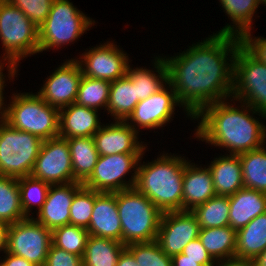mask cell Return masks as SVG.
Returning <instances> with one entry per match:
<instances>
[{"mask_svg":"<svg viewBox=\"0 0 266 266\" xmlns=\"http://www.w3.org/2000/svg\"><path fill=\"white\" fill-rule=\"evenodd\" d=\"M31 176L50 185L77 182L72 171L67 140L60 136L43 140Z\"/></svg>","mask_w":266,"mask_h":266,"instance_id":"cell-12","label":"cell"},{"mask_svg":"<svg viewBox=\"0 0 266 266\" xmlns=\"http://www.w3.org/2000/svg\"><path fill=\"white\" fill-rule=\"evenodd\" d=\"M171 258L172 266H201L200 260L189 259L186 255L182 253L174 255Z\"/></svg>","mask_w":266,"mask_h":266,"instance_id":"cell-45","label":"cell"},{"mask_svg":"<svg viewBox=\"0 0 266 266\" xmlns=\"http://www.w3.org/2000/svg\"><path fill=\"white\" fill-rule=\"evenodd\" d=\"M116 266H139V265L136 262L134 256L127 249H125L121 253Z\"/></svg>","mask_w":266,"mask_h":266,"instance_id":"cell-47","label":"cell"},{"mask_svg":"<svg viewBox=\"0 0 266 266\" xmlns=\"http://www.w3.org/2000/svg\"><path fill=\"white\" fill-rule=\"evenodd\" d=\"M137 104L135 87L126 75L111 82L106 110L114 120L125 121Z\"/></svg>","mask_w":266,"mask_h":266,"instance_id":"cell-30","label":"cell"},{"mask_svg":"<svg viewBox=\"0 0 266 266\" xmlns=\"http://www.w3.org/2000/svg\"><path fill=\"white\" fill-rule=\"evenodd\" d=\"M209 36L179 55L163 58L167 81L191 120L205 106L232 98L234 59L240 38L216 33Z\"/></svg>","mask_w":266,"mask_h":266,"instance_id":"cell-1","label":"cell"},{"mask_svg":"<svg viewBox=\"0 0 266 266\" xmlns=\"http://www.w3.org/2000/svg\"><path fill=\"white\" fill-rule=\"evenodd\" d=\"M17 180L23 214L25 217H33L30 215L31 210L34 205L38 211L42 208L51 185L43 180L33 178L31 175L17 178Z\"/></svg>","mask_w":266,"mask_h":266,"instance_id":"cell-35","label":"cell"},{"mask_svg":"<svg viewBox=\"0 0 266 266\" xmlns=\"http://www.w3.org/2000/svg\"><path fill=\"white\" fill-rule=\"evenodd\" d=\"M229 205V225L237 231L258 215L266 213V194L243 187L229 196Z\"/></svg>","mask_w":266,"mask_h":266,"instance_id":"cell-22","label":"cell"},{"mask_svg":"<svg viewBox=\"0 0 266 266\" xmlns=\"http://www.w3.org/2000/svg\"><path fill=\"white\" fill-rule=\"evenodd\" d=\"M81 182L51 185L46 201L34 218L49 230L70 224V207Z\"/></svg>","mask_w":266,"mask_h":266,"instance_id":"cell-18","label":"cell"},{"mask_svg":"<svg viewBox=\"0 0 266 266\" xmlns=\"http://www.w3.org/2000/svg\"><path fill=\"white\" fill-rule=\"evenodd\" d=\"M200 225L190 210L162 213L156 241L167 256L183 252L185 246L199 237Z\"/></svg>","mask_w":266,"mask_h":266,"instance_id":"cell-15","label":"cell"},{"mask_svg":"<svg viewBox=\"0 0 266 266\" xmlns=\"http://www.w3.org/2000/svg\"><path fill=\"white\" fill-rule=\"evenodd\" d=\"M51 236L54 246L83 257L90 234L85 228L67 224L52 230Z\"/></svg>","mask_w":266,"mask_h":266,"instance_id":"cell-36","label":"cell"},{"mask_svg":"<svg viewBox=\"0 0 266 266\" xmlns=\"http://www.w3.org/2000/svg\"><path fill=\"white\" fill-rule=\"evenodd\" d=\"M260 4H264L266 6V0H258Z\"/></svg>","mask_w":266,"mask_h":266,"instance_id":"cell-50","label":"cell"},{"mask_svg":"<svg viewBox=\"0 0 266 266\" xmlns=\"http://www.w3.org/2000/svg\"><path fill=\"white\" fill-rule=\"evenodd\" d=\"M251 31L240 37V44L258 61L266 64V38L251 37Z\"/></svg>","mask_w":266,"mask_h":266,"instance_id":"cell-41","label":"cell"},{"mask_svg":"<svg viewBox=\"0 0 266 266\" xmlns=\"http://www.w3.org/2000/svg\"><path fill=\"white\" fill-rule=\"evenodd\" d=\"M148 163L140 157L135 188L162 212L182 210L183 175L188 160L181 155L162 153ZM181 156V157H180Z\"/></svg>","mask_w":266,"mask_h":266,"instance_id":"cell-3","label":"cell"},{"mask_svg":"<svg viewBox=\"0 0 266 266\" xmlns=\"http://www.w3.org/2000/svg\"><path fill=\"white\" fill-rule=\"evenodd\" d=\"M200 228L229 225V196H214L191 210Z\"/></svg>","mask_w":266,"mask_h":266,"instance_id":"cell-33","label":"cell"},{"mask_svg":"<svg viewBox=\"0 0 266 266\" xmlns=\"http://www.w3.org/2000/svg\"><path fill=\"white\" fill-rule=\"evenodd\" d=\"M235 257L253 260L266 248V213L236 231Z\"/></svg>","mask_w":266,"mask_h":266,"instance_id":"cell-25","label":"cell"},{"mask_svg":"<svg viewBox=\"0 0 266 266\" xmlns=\"http://www.w3.org/2000/svg\"><path fill=\"white\" fill-rule=\"evenodd\" d=\"M5 109V122L12 128L42 140L59 136L60 110L46 103L36 92L13 93Z\"/></svg>","mask_w":266,"mask_h":266,"instance_id":"cell-6","label":"cell"},{"mask_svg":"<svg viewBox=\"0 0 266 266\" xmlns=\"http://www.w3.org/2000/svg\"><path fill=\"white\" fill-rule=\"evenodd\" d=\"M139 266H172V258L167 256L158 242H142L126 245Z\"/></svg>","mask_w":266,"mask_h":266,"instance_id":"cell-38","label":"cell"},{"mask_svg":"<svg viewBox=\"0 0 266 266\" xmlns=\"http://www.w3.org/2000/svg\"><path fill=\"white\" fill-rule=\"evenodd\" d=\"M255 266H266V248L253 259Z\"/></svg>","mask_w":266,"mask_h":266,"instance_id":"cell-49","label":"cell"},{"mask_svg":"<svg viewBox=\"0 0 266 266\" xmlns=\"http://www.w3.org/2000/svg\"><path fill=\"white\" fill-rule=\"evenodd\" d=\"M228 18L233 24H227L216 34L241 37L253 28V16L260 3L258 0H219Z\"/></svg>","mask_w":266,"mask_h":266,"instance_id":"cell-26","label":"cell"},{"mask_svg":"<svg viewBox=\"0 0 266 266\" xmlns=\"http://www.w3.org/2000/svg\"><path fill=\"white\" fill-rule=\"evenodd\" d=\"M70 0H54L46 20L40 25L39 52L61 48L81 37L95 21L86 16Z\"/></svg>","mask_w":266,"mask_h":266,"instance_id":"cell-7","label":"cell"},{"mask_svg":"<svg viewBox=\"0 0 266 266\" xmlns=\"http://www.w3.org/2000/svg\"><path fill=\"white\" fill-rule=\"evenodd\" d=\"M82 71L76 59H69L46 78L38 95L49 105L62 109L75 103Z\"/></svg>","mask_w":266,"mask_h":266,"instance_id":"cell-16","label":"cell"},{"mask_svg":"<svg viewBox=\"0 0 266 266\" xmlns=\"http://www.w3.org/2000/svg\"><path fill=\"white\" fill-rule=\"evenodd\" d=\"M51 243V230L38 223L34 217H26L9 225L7 252L35 266H44Z\"/></svg>","mask_w":266,"mask_h":266,"instance_id":"cell-11","label":"cell"},{"mask_svg":"<svg viewBox=\"0 0 266 266\" xmlns=\"http://www.w3.org/2000/svg\"><path fill=\"white\" fill-rule=\"evenodd\" d=\"M182 254L192 260H200L201 266H214L216 261L210 256L199 238L189 242L183 249Z\"/></svg>","mask_w":266,"mask_h":266,"instance_id":"cell-42","label":"cell"},{"mask_svg":"<svg viewBox=\"0 0 266 266\" xmlns=\"http://www.w3.org/2000/svg\"><path fill=\"white\" fill-rule=\"evenodd\" d=\"M8 229V224L0 222V252L7 251Z\"/></svg>","mask_w":266,"mask_h":266,"instance_id":"cell-48","label":"cell"},{"mask_svg":"<svg viewBox=\"0 0 266 266\" xmlns=\"http://www.w3.org/2000/svg\"><path fill=\"white\" fill-rule=\"evenodd\" d=\"M226 101L207 105L194 117V120L201 119L195 137L212 146L226 148L230 155H240L265 145L266 125L253 116L256 114L266 120V114L248 104L242 103L239 109L228 99Z\"/></svg>","mask_w":266,"mask_h":266,"instance_id":"cell-2","label":"cell"},{"mask_svg":"<svg viewBox=\"0 0 266 266\" xmlns=\"http://www.w3.org/2000/svg\"><path fill=\"white\" fill-rule=\"evenodd\" d=\"M90 235L122 242V227L117 209L116 192H96L93 213L87 229Z\"/></svg>","mask_w":266,"mask_h":266,"instance_id":"cell-19","label":"cell"},{"mask_svg":"<svg viewBox=\"0 0 266 266\" xmlns=\"http://www.w3.org/2000/svg\"><path fill=\"white\" fill-rule=\"evenodd\" d=\"M186 163L183 175L182 210H192L216 196L210 169Z\"/></svg>","mask_w":266,"mask_h":266,"instance_id":"cell-21","label":"cell"},{"mask_svg":"<svg viewBox=\"0 0 266 266\" xmlns=\"http://www.w3.org/2000/svg\"><path fill=\"white\" fill-rule=\"evenodd\" d=\"M18 7L38 28L46 20L54 0H7Z\"/></svg>","mask_w":266,"mask_h":266,"instance_id":"cell-39","label":"cell"},{"mask_svg":"<svg viewBox=\"0 0 266 266\" xmlns=\"http://www.w3.org/2000/svg\"><path fill=\"white\" fill-rule=\"evenodd\" d=\"M217 196H231L244 187L239 155H222L208 166Z\"/></svg>","mask_w":266,"mask_h":266,"instance_id":"cell-23","label":"cell"},{"mask_svg":"<svg viewBox=\"0 0 266 266\" xmlns=\"http://www.w3.org/2000/svg\"><path fill=\"white\" fill-rule=\"evenodd\" d=\"M155 71L145 68L136 67L133 69L129 64L127 67L126 76L132 81L135 87L137 101H142L153 93L160 90L167 81V67L163 60V57H154ZM158 72V74L154 73Z\"/></svg>","mask_w":266,"mask_h":266,"instance_id":"cell-24","label":"cell"},{"mask_svg":"<svg viewBox=\"0 0 266 266\" xmlns=\"http://www.w3.org/2000/svg\"><path fill=\"white\" fill-rule=\"evenodd\" d=\"M176 106L183 107L172 86L167 82L156 93L139 101L125 121L137 132H140L138 130L141 128L158 129L171 121Z\"/></svg>","mask_w":266,"mask_h":266,"instance_id":"cell-14","label":"cell"},{"mask_svg":"<svg viewBox=\"0 0 266 266\" xmlns=\"http://www.w3.org/2000/svg\"><path fill=\"white\" fill-rule=\"evenodd\" d=\"M218 263L215 266H255L253 260L240 259L236 257L222 260V261H219Z\"/></svg>","mask_w":266,"mask_h":266,"instance_id":"cell-46","label":"cell"},{"mask_svg":"<svg viewBox=\"0 0 266 266\" xmlns=\"http://www.w3.org/2000/svg\"><path fill=\"white\" fill-rule=\"evenodd\" d=\"M122 227V243L151 242L157 239L162 212L135 187L116 192Z\"/></svg>","mask_w":266,"mask_h":266,"instance_id":"cell-5","label":"cell"},{"mask_svg":"<svg viewBox=\"0 0 266 266\" xmlns=\"http://www.w3.org/2000/svg\"><path fill=\"white\" fill-rule=\"evenodd\" d=\"M5 65H0V123L4 122L5 121V109H6V105L4 103V93H3V90H4V87L6 86V84L4 85V83L6 82L5 78L6 76H4L3 74V68H4Z\"/></svg>","mask_w":266,"mask_h":266,"instance_id":"cell-44","label":"cell"},{"mask_svg":"<svg viewBox=\"0 0 266 266\" xmlns=\"http://www.w3.org/2000/svg\"><path fill=\"white\" fill-rule=\"evenodd\" d=\"M231 101L248 104L266 114V64L254 58L241 44L234 59Z\"/></svg>","mask_w":266,"mask_h":266,"instance_id":"cell-9","label":"cell"},{"mask_svg":"<svg viewBox=\"0 0 266 266\" xmlns=\"http://www.w3.org/2000/svg\"><path fill=\"white\" fill-rule=\"evenodd\" d=\"M125 249L122 242L90 235L82 257L83 266H116Z\"/></svg>","mask_w":266,"mask_h":266,"instance_id":"cell-29","label":"cell"},{"mask_svg":"<svg viewBox=\"0 0 266 266\" xmlns=\"http://www.w3.org/2000/svg\"><path fill=\"white\" fill-rule=\"evenodd\" d=\"M198 238L216 263L235 257L237 234L230 225L201 228Z\"/></svg>","mask_w":266,"mask_h":266,"instance_id":"cell-27","label":"cell"},{"mask_svg":"<svg viewBox=\"0 0 266 266\" xmlns=\"http://www.w3.org/2000/svg\"><path fill=\"white\" fill-rule=\"evenodd\" d=\"M137 132L126 121L115 120L106 124L93 136L99 156L113 154H143L147 144L139 142Z\"/></svg>","mask_w":266,"mask_h":266,"instance_id":"cell-17","label":"cell"},{"mask_svg":"<svg viewBox=\"0 0 266 266\" xmlns=\"http://www.w3.org/2000/svg\"><path fill=\"white\" fill-rule=\"evenodd\" d=\"M44 266H83V262L81 256L68 253L51 243Z\"/></svg>","mask_w":266,"mask_h":266,"instance_id":"cell-40","label":"cell"},{"mask_svg":"<svg viewBox=\"0 0 266 266\" xmlns=\"http://www.w3.org/2000/svg\"><path fill=\"white\" fill-rule=\"evenodd\" d=\"M239 158L244 187L266 194V147L242 153Z\"/></svg>","mask_w":266,"mask_h":266,"instance_id":"cell-31","label":"cell"},{"mask_svg":"<svg viewBox=\"0 0 266 266\" xmlns=\"http://www.w3.org/2000/svg\"><path fill=\"white\" fill-rule=\"evenodd\" d=\"M143 154H113L99 156L91 175L82 183L96 192L115 193L135 187L137 168ZM131 169H133L131 171ZM132 173L129 180L125 175Z\"/></svg>","mask_w":266,"mask_h":266,"instance_id":"cell-10","label":"cell"},{"mask_svg":"<svg viewBox=\"0 0 266 266\" xmlns=\"http://www.w3.org/2000/svg\"><path fill=\"white\" fill-rule=\"evenodd\" d=\"M95 202V190L82 185L70 207V224L88 229Z\"/></svg>","mask_w":266,"mask_h":266,"instance_id":"cell-37","label":"cell"},{"mask_svg":"<svg viewBox=\"0 0 266 266\" xmlns=\"http://www.w3.org/2000/svg\"><path fill=\"white\" fill-rule=\"evenodd\" d=\"M111 82L82 76L75 100L81 106L101 110L107 109ZM100 108V109H99Z\"/></svg>","mask_w":266,"mask_h":266,"instance_id":"cell-34","label":"cell"},{"mask_svg":"<svg viewBox=\"0 0 266 266\" xmlns=\"http://www.w3.org/2000/svg\"><path fill=\"white\" fill-rule=\"evenodd\" d=\"M6 255V256H5ZM5 257L0 260V266H35L33 263L28 262L26 259L13 255L11 253L5 252Z\"/></svg>","mask_w":266,"mask_h":266,"instance_id":"cell-43","label":"cell"},{"mask_svg":"<svg viewBox=\"0 0 266 266\" xmlns=\"http://www.w3.org/2000/svg\"><path fill=\"white\" fill-rule=\"evenodd\" d=\"M43 140L28 132L0 123V175L30 176Z\"/></svg>","mask_w":266,"mask_h":266,"instance_id":"cell-8","label":"cell"},{"mask_svg":"<svg viewBox=\"0 0 266 266\" xmlns=\"http://www.w3.org/2000/svg\"><path fill=\"white\" fill-rule=\"evenodd\" d=\"M99 120L98 110L72 103L60 109L59 136L65 139L93 137L103 126Z\"/></svg>","mask_w":266,"mask_h":266,"instance_id":"cell-20","label":"cell"},{"mask_svg":"<svg viewBox=\"0 0 266 266\" xmlns=\"http://www.w3.org/2000/svg\"><path fill=\"white\" fill-rule=\"evenodd\" d=\"M0 41L5 50L0 65L8 64L7 76L12 80L17 75L20 60L39 53V30L18 7L7 0H0Z\"/></svg>","mask_w":266,"mask_h":266,"instance_id":"cell-4","label":"cell"},{"mask_svg":"<svg viewBox=\"0 0 266 266\" xmlns=\"http://www.w3.org/2000/svg\"><path fill=\"white\" fill-rule=\"evenodd\" d=\"M25 218L17 178L0 175V222L11 225Z\"/></svg>","mask_w":266,"mask_h":266,"instance_id":"cell-32","label":"cell"},{"mask_svg":"<svg viewBox=\"0 0 266 266\" xmlns=\"http://www.w3.org/2000/svg\"><path fill=\"white\" fill-rule=\"evenodd\" d=\"M118 47L113 41H108L89 48L90 50L87 49V52L80 55L79 60L76 59L81 67L82 75L109 82L124 77L131 60L127 53Z\"/></svg>","mask_w":266,"mask_h":266,"instance_id":"cell-13","label":"cell"},{"mask_svg":"<svg viewBox=\"0 0 266 266\" xmlns=\"http://www.w3.org/2000/svg\"><path fill=\"white\" fill-rule=\"evenodd\" d=\"M72 161L74 179L83 183L93 172L99 154L93 137H73L66 139Z\"/></svg>","mask_w":266,"mask_h":266,"instance_id":"cell-28","label":"cell"}]
</instances>
